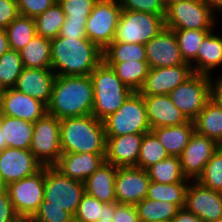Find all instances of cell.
Segmentation results:
<instances>
[{
	"label": "cell",
	"instance_id": "obj_10",
	"mask_svg": "<svg viewBox=\"0 0 222 222\" xmlns=\"http://www.w3.org/2000/svg\"><path fill=\"white\" fill-rule=\"evenodd\" d=\"M30 151L45 166H54L62 155L60 120L46 113L34 123Z\"/></svg>",
	"mask_w": 222,
	"mask_h": 222
},
{
	"label": "cell",
	"instance_id": "obj_37",
	"mask_svg": "<svg viewBox=\"0 0 222 222\" xmlns=\"http://www.w3.org/2000/svg\"><path fill=\"white\" fill-rule=\"evenodd\" d=\"M65 14L58 2H55L44 13L35 18L36 35L53 39L59 36Z\"/></svg>",
	"mask_w": 222,
	"mask_h": 222
},
{
	"label": "cell",
	"instance_id": "obj_49",
	"mask_svg": "<svg viewBox=\"0 0 222 222\" xmlns=\"http://www.w3.org/2000/svg\"><path fill=\"white\" fill-rule=\"evenodd\" d=\"M85 26L86 23L70 22L65 18V22L61 27L59 36L72 38H87Z\"/></svg>",
	"mask_w": 222,
	"mask_h": 222
},
{
	"label": "cell",
	"instance_id": "obj_51",
	"mask_svg": "<svg viewBox=\"0 0 222 222\" xmlns=\"http://www.w3.org/2000/svg\"><path fill=\"white\" fill-rule=\"evenodd\" d=\"M212 98L216 100V102L222 108V76L215 81H212Z\"/></svg>",
	"mask_w": 222,
	"mask_h": 222
},
{
	"label": "cell",
	"instance_id": "obj_29",
	"mask_svg": "<svg viewBox=\"0 0 222 222\" xmlns=\"http://www.w3.org/2000/svg\"><path fill=\"white\" fill-rule=\"evenodd\" d=\"M212 32L203 39L197 53V73L207 76L222 64V37Z\"/></svg>",
	"mask_w": 222,
	"mask_h": 222
},
{
	"label": "cell",
	"instance_id": "obj_4",
	"mask_svg": "<svg viewBox=\"0 0 222 222\" xmlns=\"http://www.w3.org/2000/svg\"><path fill=\"white\" fill-rule=\"evenodd\" d=\"M94 104L92 115L103 121L115 113L133 91L126 87L114 70L102 61L91 73Z\"/></svg>",
	"mask_w": 222,
	"mask_h": 222
},
{
	"label": "cell",
	"instance_id": "obj_57",
	"mask_svg": "<svg viewBox=\"0 0 222 222\" xmlns=\"http://www.w3.org/2000/svg\"><path fill=\"white\" fill-rule=\"evenodd\" d=\"M97 222H113L112 221V213L109 212L106 216L99 219Z\"/></svg>",
	"mask_w": 222,
	"mask_h": 222
},
{
	"label": "cell",
	"instance_id": "obj_19",
	"mask_svg": "<svg viewBox=\"0 0 222 222\" xmlns=\"http://www.w3.org/2000/svg\"><path fill=\"white\" fill-rule=\"evenodd\" d=\"M190 64L149 69L141 95H168L185 82L194 72Z\"/></svg>",
	"mask_w": 222,
	"mask_h": 222
},
{
	"label": "cell",
	"instance_id": "obj_7",
	"mask_svg": "<svg viewBox=\"0 0 222 222\" xmlns=\"http://www.w3.org/2000/svg\"><path fill=\"white\" fill-rule=\"evenodd\" d=\"M84 193V183L64 176L54 166L44 167L46 206L61 207L74 217Z\"/></svg>",
	"mask_w": 222,
	"mask_h": 222
},
{
	"label": "cell",
	"instance_id": "obj_41",
	"mask_svg": "<svg viewBox=\"0 0 222 222\" xmlns=\"http://www.w3.org/2000/svg\"><path fill=\"white\" fill-rule=\"evenodd\" d=\"M206 188L222 193V146L213 153L203 173L196 180Z\"/></svg>",
	"mask_w": 222,
	"mask_h": 222
},
{
	"label": "cell",
	"instance_id": "obj_45",
	"mask_svg": "<svg viewBox=\"0 0 222 222\" xmlns=\"http://www.w3.org/2000/svg\"><path fill=\"white\" fill-rule=\"evenodd\" d=\"M55 0H16L20 15L36 18L50 8Z\"/></svg>",
	"mask_w": 222,
	"mask_h": 222
},
{
	"label": "cell",
	"instance_id": "obj_50",
	"mask_svg": "<svg viewBox=\"0 0 222 222\" xmlns=\"http://www.w3.org/2000/svg\"><path fill=\"white\" fill-rule=\"evenodd\" d=\"M172 222H203L199 217L193 214L185 207L179 208Z\"/></svg>",
	"mask_w": 222,
	"mask_h": 222
},
{
	"label": "cell",
	"instance_id": "obj_54",
	"mask_svg": "<svg viewBox=\"0 0 222 222\" xmlns=\"http://www.w3.org/2000/svg\"><path fill=\"white\" fill-rule=\"evenodd\" d=\"M10 222H33V221H32V217L18 215Z\"/></svg>",
	"mask_w": 222,
	"mask_h": 222
},
{
	"label": "cell",
	"instance_id": "obj_42",
	"mask_svg": "<svg viewBox=\"0 0 222 222\" xmlns=\"http://www.w3.org/2000/svg\"><path fill=\"white\" fill-rule=\"evenodd\" d=\"M97 2L98 0H59L58 4L67 20L75 23H86Z\"/></svg>",
	"mask_w": 222,
	"mask_h": 222
},
{
	"label": "cell",
	"instance_id": "obj_23",
	"mask_svg": "<svg viewBox=\"0 0 222 222\" xmlns=\"http://www.w3.org/2000/svg\"><path fill=\"white\" fill-rule=\"evenodd\" d=\"M104 162L105 154L62 153L54 167L64 176L84 183Z\"/></svg>",
	"mask_w": 222,
	"mask_h": 222
},
{
	"label": "cell",
	"instance_id": "obj_9",
	"mask_svg": "<svg viewBox=\"0 0 222 222\" xmlns=\"http://www.w3.org/2000/svg\"><path fill=\"white\" fill-rule=\"evenodd\" d=\"M214 25L215 14L202 0H183L166 9L168 29L212 30Z\"/></svg>",
	"mask_w": 222,
	"mask_h": 222
},
{
	"label": "cell",
	"instance_id": "obj_11",
	"mask_svg": "<svg viewBox=\"0 0 222 222\" xmlns=\"http://www.w3.org/2000/svg\"><path fill=\"white\" fill-rule=\"evenodd\" d=\"M122 9L118 0H98L87 18V38L104 50L114 39Z\"/></svg>",
	"mask_w": 222,
	"mask_h": 222
},
{
	"label": "cell",
	"instance_id": "obj_44",
	"mask_svg": "<svg viewBox=\"0 0 222 222\" xmlns=\"http://www.w3.org/2000/svg\"><path fill=\"white\" fill-rule=\"evenodd\" d=\"M122 10L166 15L162 0H118Z\"/></svg>",
	"mask_w": 222,
	"mask_h": 222
},
{
	"label": "cell",
	"instance_id": "obj_40",
	"mask_svg": "<svg viewBox=\"0 0 222 222\" xmlns=\"http://www.w3.org/2000/svg\"><path fill=\"white\" fill-rule=\"evenodd\" d=\"M111 207V204L102 203L94 196L84 193L74 215V222H97L110 212Z\"/></svg>",
	"mask_w": 222,
	"mask_h": 222
},
{
	"label": "cell",
	"instance_id": "obj_43",
	"mask_svg": "<svg viewBox=\"0 0 222 222\" xmlns=\"http://www.w3.org/2000/svg\"><path fill=\"white\" fill-rule=\"evenodd\" d=\"M33 222H74V217L61 207L46 206V201L40 203L38 211L32 217Z\"/></svg>",
	"mask_w": 222,
	"mask_h": 222
},
{
	"label": "cell",
	"instance_id": "obj_32",
	"mask_svg": "<svg viewBox=\"0 0 222 222\" xmlns=\"http://www.w3.org/2000/svg\"><path fill=\"white\" fill-rule=\"evenodd\" d=\"M174 31L178 46L180 48L183 59L186 63L192 64L196 63L192 67L193 72L197 73V53L203 39L212 30H196V29H171ZM194 62V63H191Z\"/></svg>",
	"mask_w": 222,
	"mask_h": 222
},
{
	"label": "cell",
	"instance_id": "obj_13",
	"mask_svg": "<svg viewBox=\"0 0 222 222\" xmlns=\"http://www.w3.org/2000/svg\"><path fill=\"white\" fill-rule=\"evenodd\" d=\"M43 167L30 149L6 147L0 152V181L4 187L36 174Z\"/></svg>",
	"mask_w": 222,
	"mask_h": 222
},
{
	"label": "cell",
	"instance_id": "obj_12",
	"mask_svg": "<svg viewBox=\"0 0 222 222\" xmlns=\"http://www.w3.org/2000/svg\"><path fill=\"white\" fill-rule=\"evenodd\" d=\"M5 188L16 214L33 217L44 200V167L36 174L10 183Z\"/></svg>",
	"mask_w": 222,
	"mask_h": 222
},
{
	"label": "cell",
	"instance_id": "obj_22",
	"mask_svg": "<svg viewBox=\"0 0 222 222\" xmlns=\"http://www.w3.org/2000/svg\"><path fill=\"white\" fill-rule=\"evenodd\" d=\"M150 129L181 125L190 120L172 102L169 95H142Z\"/></svg>",
	"mask_w": 222,
	"mask_h": 222
},
{
	"label": "cell",
	"instance_id": "obj_5",
	"mask_svg": "<svg viewBox=\"0 0 222 222\" xmlns=\"http://www.w3.org/2000/svg\"><path fill=\"white\" fill-rule=\"evenodd\" d=\"M106 137L151 131L143 96L133 92L118 110L103 120Z\"/></svg>",
	"mask_w": 222,
	"mask_h": 222
},
{
	"label": "cell",
	"instance_id": "obj_20",
	"mask_svg": "<svg viewBox=\"0 0 222 222\" xmlns=\"http://www.w3.org/2000/svg\"><path fill=\"white\" fill-rule=\"evenodd\" d=\"M56 74L52 69L23 67L14 89L48 105Z\"/></svg>",
	"mask_w": 222,
	"mask_h": 222
},
{
	"label": "cell",
	"instance_id": "obj_34",
	"mask_svg": "<svg viewBox=\"0 0 222 222\" xmlns=\"http://www.w3.org/2000/svg\"><path fill=\"white\" fill-rule=\"evenodd\" d=\"M105 63L147 61L145 46L138 43L111 42L102 52Z\"/></svg>",
	"mask_w": 222,
	"mask_h": 222
},
{
	"label": "cell",
	"instance_id": "obj_59",
	"mask_svg": "<svg viewBox=\"0 0 222 222\" xmlns=\"http://www.w3.org/2000/svg\"><path fill=\"white\" fill-rule=\"evenodd\" d=\"M3 188H5V187L2 185V183H1V181H0V191H1Z\"/></svg>",
	"mask_w": 222,
	"mask_h": 222
},
{
	"label": "cell",
	"instance_id": "obj_2",
	"mask_svg": "<svg viewBox=\"0 0 222 222\" xmlns=\"http://www.w3.org/2000/svg\"><path fill=\"white\" fill-rule=\"evenodd\" d=\"M94 104L90 75L56 76L47 113L59 120L92 114Z\"/></svg>",
	"mask_w": 222,
	"mask_h": 222
},
{
	"label": "cell",
	"instance_id": "obj_8",
	"mask_svg": "<svg viewBox=\"0 0 222 222\" xmlns=\"http://www.w3.org/2000/svg\"><path fill=\"white\" fill-rule=\"evenodd\" d=\"M189 120H194L212 98V76L194 73L168 94Z\"/></svg>",
	"mask_w": 222,
	"mask_h": 222
},
{
	"label": "cell",
	"instance_id": "obj_17",
	"mask_svg": "<svg viewBox=\"0 0 222 222\" xmlns=\"http://www.w3.org/2000/svg\"><path fill=\"white\" fill-rule=\"evenodd\" d=\"M184 207L203 222L221 219L222 193L206 188L198 181H192L187 188Z\"/></svg>",
	"mask_w": 222,
	"mask_h": 222
},
{
	"label": "cell",
	"instance_id": "obj_3",
	"mask_svg": "<svg viewBox=\"0 0 222 222\" xmlns=\"http://www.w3.org/2000/svg\"><path fill=\"white\" fill-rule=\"evenodd\" d=\"M62 153H106V133L103 121L94 115L60 120Z\"/></svg>",
	"mask_w": 222,
	"mask_h": 222
},
{
	"label": "cell",
	"instance_id": "obj_31",
	"mask_svg": "<svg viewBox=\"0 0 222 222\" xmlns=\"http://www.w3.org/2000/svg\"><path fill=\"white\" fill-rule=\"evenodd\" d=\"M140 222H168L176 216L179 208L167 201L145 198L136 205Z\"/></svg>",
	"mask_w": 222,
	"mask_h": 222
},
{
	"label": "cell",
	"instance_id": "obj_48",
	"mask_svg": "<svg viewBox=\"0 0 222 222\" xmlns=\"http://www.w3.org/2000/svg\"><path fill=\"white\" fill-rule=\"evenodd\" d=\"M18 216L13 207L8 190L3 188L0 191V222H10Z\"/></svg>",
	"mask_w": 222,
	"mask_h": 222
},
{
	"label": "cell",
	"instance_id": "obj_30",
	"mask_svg": "<svg viewBox=\"0 0 222 222\" xmlns=\"http://www.w3.org/2000/svg\"><path fill=\"white\" fill-rule=\"evenodd\" d=\"M110 66L123 84L133 92H139L143 87L149 72L147 61H126L123 63H106Z\"/></svg>",
	"mask_w": 222,
	"mask_h": 222
},
{
	"label": "cell",
	"instance_id": "obj_27",
	"mask_svg": "<svg viewBox=\"0 0 222 222\" xmlns=\"http://www.w3.org/2000/svg\"><path fill=\"white\" fill-rule=\"evenodd\" d=\"M0 129L6 138L7 147L30 149L34 123L1 115Z\"/></svg>",
	"mask_w": 222,
	"mask_h": 222
},
{
	"label": "cell",
	"instance_id": "obj_14",
	"mask_svg": "<svg viewBox=\"0 0 222 222\" xmlns=\"http://www.w3.org/2000/svg\"><path fill=\"white\" fill-rule=\"evenodd\" d=\"M150 181L145 169L118 167L114 187L116 203L136 205L147 197Z\"/></svg>",
	"mask_w": 222,
	"mask_h": 222
},
{
	"label": "cell",
	"instance_id": "obj_53",
	"mask_svg": "<svg viewBox=\"0 0 222 222\" xmlns=\"http://www.w3.org/2000/svg\"><path fill=\"white\" fill-rule=\"evenodd\" d=\"M205 4H207L211 10L214 12L217 10L221 11L222 13V0H202Z\"/></svg>",
	"mask_w": 222,
	"mask_h": 222
},
{
	"label": "cell",
	"instance_id": "obj_47",
	"mask_svg": "<svg viewBox=\"0 0 222 222\" xmlns=\"http://www.w3.org/2000/svg\"><path fill=\"white\" fill-rule=\"evenodd\" d=\"M16 0H0V27L5 29L19 16Z\"/></svg>",
	"mask_w": 222,
	"mask_h": 222
},
{
	"label": "cell",
	"instance_id": "obj_6",
	"mask_svg": "<svg viewBox=\"0 0 222 222\" xmlns=\"http://www.w3.org/2000/svg\"><path fill=\"white\" fill-rule=\"evenodd\" d=\"M165 28V15L122 10L112 42L145 45Z\"/></svg>",
	"mask_w": 222,
	"mask_h": 222
},
{
	"label": "cell",
	"instance_id": "obj_33",
	"mask_svg": "<svg viewBox=\"0 0 222 222\" xmlns=\"http://www.w3.org/2000/svg\"><path fill=\"white\" fill-rule=\"evenodd\" d=\"M188 185L187 180L166 184L150 181L147 198L156 201H167L175 204L178 208H182L185 205Z\"/></svg>",
	"mask_w": 222,
	"mask_h": 222
},
{
	"label": "cell",
	"instance_id": "obj_52",
	"mask_svg": "<svg viewBox=\"0 0 222 222\" xmlns=\"http://www.w3.org/2000/svg\"><path fill=\"white\" fill-rule=\"evenodd\" d=\"M8 37L5 29L0 30V57L9 50Z\"/></svg>",
	"mask_w": 222,
	"mask_h": 222
},
{
	"label": "cell",
	"instance_id": "obj_25",
	"mask_svg": "<svg viewBox=\"0 0 222 222\" xmlns=\"http://www.w3.org/2000/svg\"><path fill=\"white\" fill-rule=\"evenodd\" d=\"M164 146L169 156L180 157L195 132L194 122L174 126L158 127L151 130Z\"/></svg>",
	"mask_w": 222,
	"mask_h": 222
},
{
	"label": "cell",
	"instance_id": "obj_55",
	"mask_svg": "<svg viewBox=\"0 0 222 222\" xmlns=\"http://www.w3.org/2000/svg\"><path fill=\"white\" fill-rule=\"evenodd\" d=\"M7 147L6 138L3 136V132L0 129V152Z\"/></svg>",
	"mask_w": 222,
	"mask_h": 222
},
{
	"label": "cell",
	"instance_id": "obj_16",
	"mask_svg": "<svg viewBox=\"0 0 222 222\" xmlns=\"http://www.w3.org/2000/svg\"><path fill=\"white\" fill-rule=\"evenodd\" d=\"M144 46L150 69L188 64L182 57L175 33L171 29L165 27Z\"/></svg>",
	"mask_w": 222,
	"mask_h": 222
},
{
	"label": "cell",
	"instance_id": "obj_56",
	"mask_svg": "<svg viewBox=\"0 0 222 222\" xmlns=\"http://www.w3.org/2000/svg\"><path fill=\"white\" fill-rule=\"evenodd\" d=\"M180 1H183V0H162L165 9H167L172 4L180 2Z\"/></svg>",
	"mask_w": 222,
	"mask_h": 222
},
{
	"label": "cell",
	"instance_id": "obj_46",
	"mask_svg": "<svg viewBox=\"0 0 222 222\" xmlns=\"http://www.w3.org/2000/svg\"><path fill=\"white\" fill-rule=\"evenodd\" d=\"M110 212L113 222H140L135 205L115 203Z\"/></svg>",
	"mask_w": 222,
	"mask_h": 222
},
{
	"label": "cell",
	"instance_id": "obj_35",
	"mask_svg": "<svg viewBox=\"0 0 222 222\" xmlns=\"http://www.w3.org/2000/svg\"><path fill=\"white\" fill-rule=\"evenodd\" d=\"M5 30L9 48L19 51L36 35L35 19L19 15Z\"/></svg>",
	"mask_w": 222,
	"mask_h": 222
},
{
	"label": "cell",
	"instance_id": "obj_36",
	"mask_svg": "<svg viewBox=\"0 0 222 222\" xmlns=\"http://www.w3.org/2000/svg\"><path fill=\"white\" fill-rule=\"evenodd\" d=\"M151 181L157 183H178L186 179L181 168L180 157L168 156L147 169Z\"/></svg>",
	"mask_w": 222,
	"mask_h": 222
},
{
	"label": "cell",
	"instance_id": "obj_21",
	"mask_svg": "<svg viewBox=\"0 0 222 222\" xmlns=\"http://www.w3.org/2000/svg\"><path fill=\"white\" fill-rule=\"evenodd\" d=\"M144 133L106 137L105 162L116 167L137 166Z\"/></svg>",
	"mask_w": 222,
	"mask_h": 222
},
{
	"label": "cell",
	"instance_id": "obj_39",
	"mask_svg": "<svg viewBox=\"0 0 222 222\" xmlns=\"http://www.w3.org/2000/svg\"><path fill=\"white\" fill-rule=\"evenodd\" d=\"M22 69L19 51L9 49L0 57V92L7 88H14Z\"/></svg>",
	"mask_w": 222,
	"mask_h": 222
},
{
	"label": "cell",
	"instance_id": "obj_24",
	"mask_svg": "<svg viewBox=\"0 0 222 222\" xmlns=\"http://www.w3.org/2000/svg\"><path fill=\"white\" fill-rule=\"evenodd\" d=\"M118 167L104 162L84 181L85 193L105 204H115V179Z\"/></svg>",
	"mask_w": 222,
	"mask_h": 222
},
{
	"label": "cell",
	"instance_id": "obj_26",
	"mask_svg": "<svg viewBox=\"0 0 222 222\" xmlns=\"http://www.w3.org/2000/svg\"><path fill=\"white\" fill-rule=\"evenodd\" d=\"M195 132L222 145V108L211 98L193 120Z\"/></svg>",
	"mask_w": 222,
	"mask_h": 222
},
{
	"label": "cell",
	"instance_id": "obj_28",
	"mask_svg": "<svg viewBox=\"0 0 222 222\" xmlns=\"http://www.w3.org/2000/svg\"><path fill=\"white\" fill-rule=\"evenodd\" d=\"M19 54L23 67L51 69V39L35 35Z\"/></svg>",
	"mask_w": 222,
	"mask_h": 222
},
{
	"label": "cell",
	"instance_id": "obj_38",
	"mask_svg": "<svg viewBox=\"0 0 222 222\" xmlns=\"http://www.w3.org/2000/svg\"><path fill=\"white\" fill-rule=\"evenodd\" d=\"M168 156L157 136L152 131H149L143 135L136 167L147 170L150 166Z\"/></svg>",
	"mask_w": 222,
	"mask_h": 222
},
{
	"label": "cell",
	"instance_id": "obj_58",
	"mask_svg": "<svg viewBox=\"0 0 222 222\" xmlns=\"http://www.w3.org/2000/svg\"><path fill=\"white\" fill-rule=\"evenodd\" d=\"M211 222H222V218H221V219L214 220V221H211Z\"/></svg>",
	"mask_w": 222,
	"mask_h": 222
},
{
	"label": "cell",
	"instance_id": "obj_15",
	"mask_svg": "<svg viewBox=\"0 0 222 222\" xmlns=\"http://www.w3.org/2000/svg\"><path fill=\"white\" fill-rule=\"evenodd\" d=\"M219 146L214 139L194 132L180 155L181 168L185 178L196 181Z\"/></svg>",
	"mask_w": 222,
	"mask_h": 222
},
{
	"label": "cell",
	"instance_id": "obj_1",
	"mask_svg": "<svg viewBox=\"0 0 222 222\" xmlns=\"http://www.w3.org/2000/svg\"><path fill=\"white\" fill-rule=\"evenodd\" d=\"M103 50L88 38L51 39V69L56 76H87L103 61Z\"/></svg>",
	"mask_w": 222,
	"mask_h": 222
},
{
	"label": "cell",
	"instance_id": "obj_18",
	"mask_svg": "<svg viewBox=\"0 0 222 222\" xmlns=\"http://www.w3.org/2000/svg\"><path fill=\"white\" fill-rule=\"evenodd\" d=\"M0 112L13 118L35 123L47 113V105L14 88L0 92Z\"/></svg>",
	"mask_w": 222,
	"mask_h": 222
}]
</instances>
